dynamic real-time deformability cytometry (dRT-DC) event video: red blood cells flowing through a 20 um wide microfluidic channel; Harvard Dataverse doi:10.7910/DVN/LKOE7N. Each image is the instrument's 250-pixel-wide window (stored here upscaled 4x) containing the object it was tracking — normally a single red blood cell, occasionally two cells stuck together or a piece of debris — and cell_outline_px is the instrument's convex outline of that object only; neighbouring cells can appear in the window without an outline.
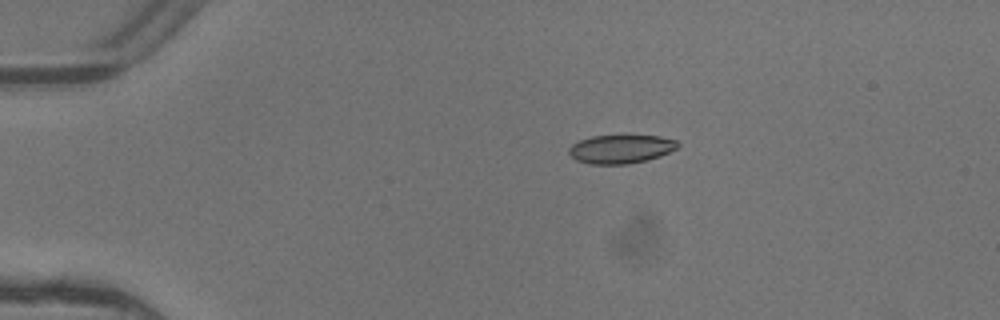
{"species": "common noctule bat (a hibernating species)", "species_latin": "Nyctalus noctula", "temperature_condition": "warm", "stored_images_in_passage": 6, "camera_frame_rate_fps": 3000, "um_per_image_px": 0.085, "animal": {"sex": "female"}, "frame": {"image": 1, "passage_image": 6, "time_ms": 1.667, "image_size_px": [1000, 320], "cell_outline_px": [[680, 144], [676, 148], [660, 156], [628, 164], [588, 164], [576, 160], [568, 152], [568, 148], [572, 144], [580, 140], [592, 136], [660, 136], [676, 140]], "centroid_in_image_um": [52.74, 12.67], "position_along_channel_um": 32.3, "area_um2": 17.98}}